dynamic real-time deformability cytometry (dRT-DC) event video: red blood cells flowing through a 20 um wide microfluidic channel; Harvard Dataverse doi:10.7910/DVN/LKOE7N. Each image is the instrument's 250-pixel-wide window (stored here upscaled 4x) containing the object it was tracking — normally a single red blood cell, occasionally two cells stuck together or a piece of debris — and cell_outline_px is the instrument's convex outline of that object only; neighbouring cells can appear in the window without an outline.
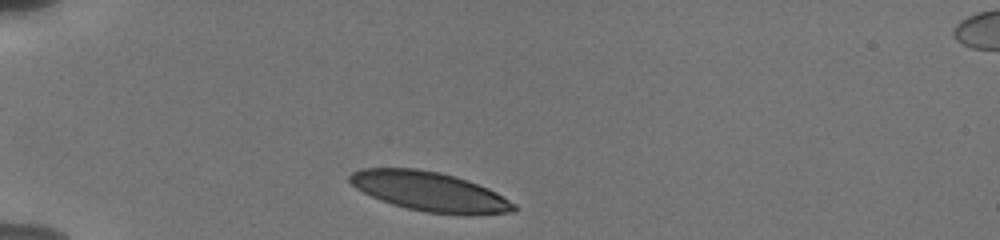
{"species": "human", "species_latin": "Homo sapiens", "temperature_condition": "cold", "stored_images_in_passage": 8, "camera_frame_rate_fps": 3000, "um_per_image_px": 0.085, "donor": {"sex": "male"}, "frame": {"image": 1, "passage_image": 1, "time_ms": 0.0, "image_size_px": [1000, 240], "cell_outline_px": [[516, 208], [512, 212], [472, 216], [424, 212], [392, 204], [380, 200], [356, 188], [348, 180], [348, 176], [352, 172], [360, 168], [416, 168], [440, 172], [468, 180], [488, 188], [496, 192], [516, 204]], "centroid_in_image_um": [36.54, 16.29], "position_along_channel_um": 48.5, "area_um2": 37.92}}
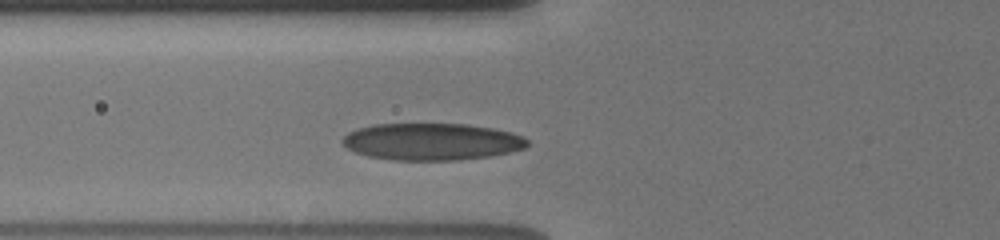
{"frame": {"image": 2, "passage_image": 5, "time_ms": 2.0, "image_size_px": [1000, 240], "cell_outline_px": [[528, 144], [524, 148], [508, 152], [488, 156], [456, 160], [392, 160], [368, 156], [356, 152], [348, 148], [340, 140], [348, 132], [356, 128], [372, 124], [468, 124], [492, 128], [524, 136], [528, 140]], "centroid_in_image_um": [36.66, 12.03], "position_along_channel_um": 89.1, "area_um2": 39.77}}
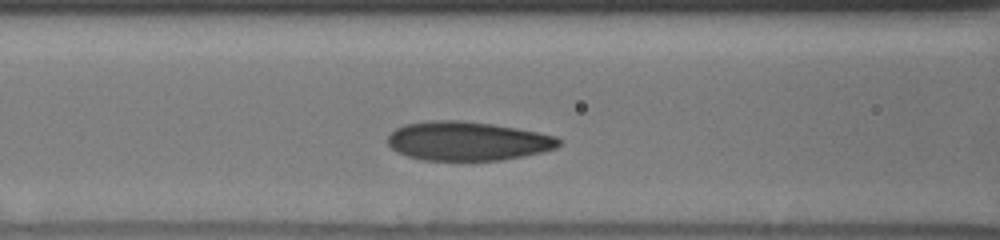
{"frame": {"image": 3, "passage_image": 7, "time_ms": 3.0, "image_size_px": [1000, 240], "cell_outline_px": [[560, 144], [556, 148], [544, 152], [524, 156], [500, 160], [424, 160], [408, 156], [396, 152], [388, 144], [388, 136], [396, 128], [404, 124], [428, 120], [460, 120], [492, 124], [516, 128], [556, 136], [560, 140]], "centroid_in_image_um": [39.73, 11.99], "position_along_channel_um": 126.9, "area_um2": 38.9}}